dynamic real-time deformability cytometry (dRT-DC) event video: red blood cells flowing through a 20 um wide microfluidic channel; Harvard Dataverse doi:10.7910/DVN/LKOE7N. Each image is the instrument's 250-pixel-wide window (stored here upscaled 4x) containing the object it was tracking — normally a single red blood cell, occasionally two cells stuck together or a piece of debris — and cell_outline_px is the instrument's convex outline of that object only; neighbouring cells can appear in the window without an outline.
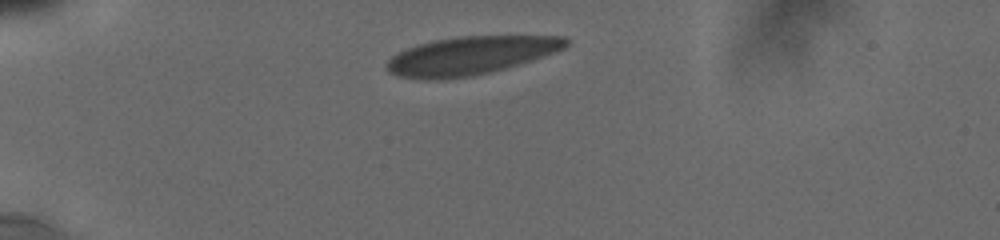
{"species": "human", "species_latin": "Homo sapiens", "temperature_condition": "cold", "stored_images_in_passage": 7, "camera_frame_rate_fps": 3000, "um_per_image_px": 0.085, "donor": {"sex": "male"}, "frame": {"image": 1, "passage_image": 1, "time_ms": 0.0, "image_size_px": [1000, 240], "cell_outline_px": [[568, 44], [564, 48], [504, 68], [472, 76], [440, 80], [424, 80], [400, 76], [388, 72], [388, 60], [392, 56], [408, 48], [420, 44], [436, 40], [460, 36], [564, 36], [568, 40]], "centroid_in_image_um": [39.95, 4.73], "position_along_channel_um": 45.0, "area_um2": 39.07}}
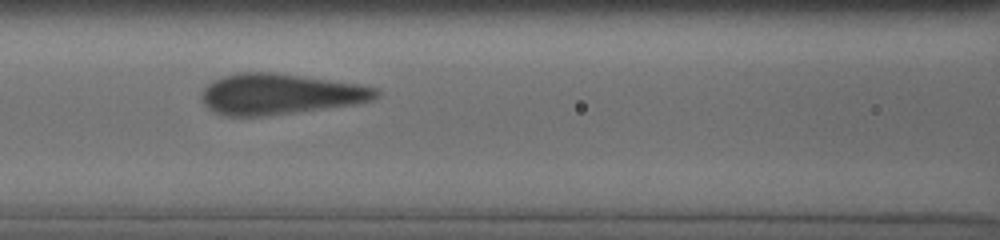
{"frame": {"image": 2, "passage_image": 5, "time_ms": 3.667, "image_size_px": [1000, 240], "cell_outline_px": [[380, 96], [372, 100], [352, 104], [260, 116], [228, 116], [216, 112], [208, 108], [204, 104], [204, 88], [212, 80], [236, 72], [272, 72], [360, 84], [376, 88], [380, 92]], "centroid_in_image_um": [23.8, 7.98], "position_along_channel_um": 142.8, "area_um2": 40.75}}
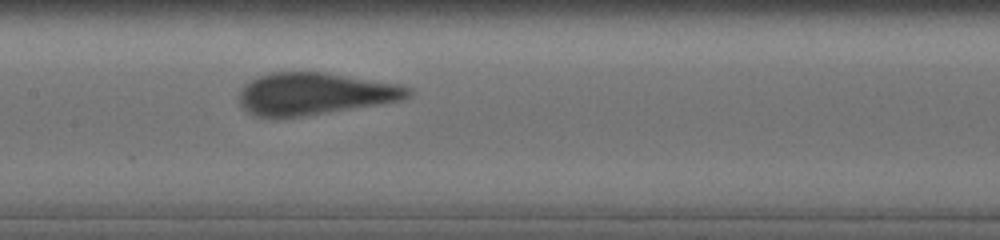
{"frame": {"image": 3, "passage_image": 6, "time_ms": 4.667, "image_size_px": [1000, 240], "cell_outline_px": [[412, 92], [408, 96], [400, 100], [376, 104], [300, 116], [252, 116], [244, 108], [240, 96], [240, 88], [244, 84], [256, 76], [272, 72], [324, 72], [400, 84], [412, 88]], "centroid_in_image_um": [26.73, 7.94], "position_along_channel_um": 180.7, "area_um2": 40.81}}